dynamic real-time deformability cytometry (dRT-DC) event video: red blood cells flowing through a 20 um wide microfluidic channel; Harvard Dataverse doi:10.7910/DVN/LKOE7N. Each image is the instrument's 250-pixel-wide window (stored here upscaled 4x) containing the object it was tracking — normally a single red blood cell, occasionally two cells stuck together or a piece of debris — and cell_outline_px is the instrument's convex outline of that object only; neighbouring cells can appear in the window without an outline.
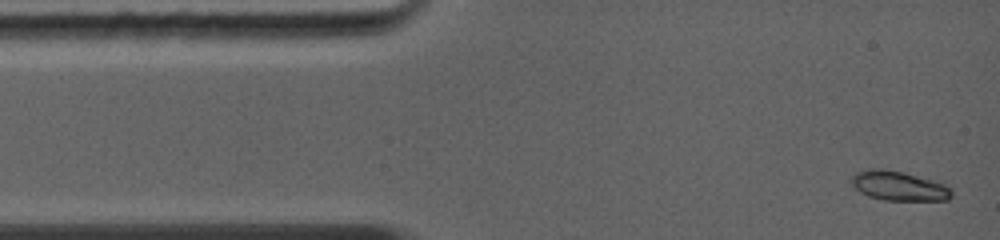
{"species": "common noctule bat (a hibernating species)", "species_latin": "Nyctalus noctula", "temperature_condition": "warm", "stored_images_in_passage": 43, "camera_frame_rate_fps": 5000, "um_per_image_px": 0.085, "animal": {"sex": "female", "body_mass_g": 19.0, "forearm_length_mm": 56.7}, "frame": {"image": 1, "passage_image": 1, "time_ms": 0.0, "image_size_px": [1000, 240], "cell_outline_px": [[952, 196], [948, 200], [884, 200], [868, 196], [860, 192], [852, 184], [852, 176], [856, 172], [868, 168], [880, 168], [904, 172], [948, 184], [952, 192]], "centroid_in_image_um": [76.42, 15.79], "position_along_channel_um": 8.6, "area_um2": 17.34}}
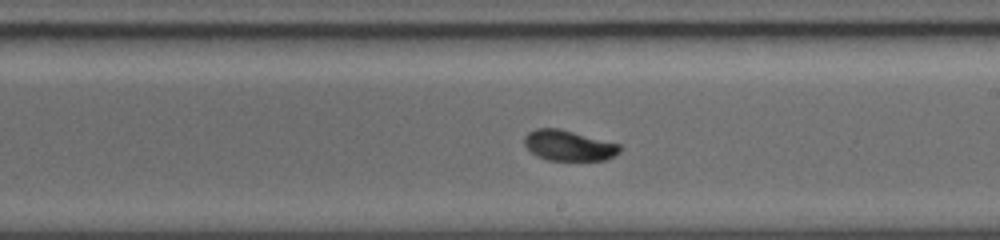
{"frame": {"image": 2, "passage_image": 26, "time_ms": 6.8, "image_size_px": [1000, 240], "cell_outline_px": [[620, 152], [604, 160], [548, 160], [536, 156], [524, 144], [524, 136], [528, 132], [536, 128], [560, 128], [620, 144]], "centroid_in_image_um": [48.31, 12.36], "position_along_channel_um": 240.7, "area_um2": 16.94}}
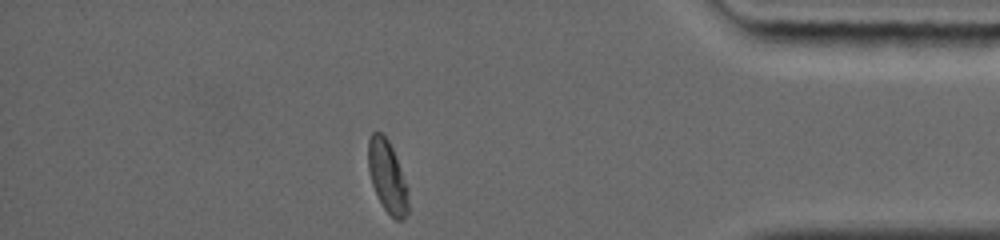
{"frame": {"image": 3, "passage_image": 43, "time_ms": 11.2, "image_size_px": [1000, 240], "cell_outline_px": [[408, 212], [404, 220], [396, 220], [384, 208], [372, 184], [368, 168], [368, 140], [372, 132], [380, 132], [388, 140], [392, 148], [408, 188]], "centroid_in_image_um": [32.93, 15.01], "position_along_channel_um": 402.3, "area_um2": 16.59}, "authors_computed_cell_mechanics": {"area_um2": 17.1088, "velocity_mm_per_s": 4.4135, "shape_relaxation_time_tau1_ms": 3.5917, "shape_relaxation_time_tau2_ms": null, "deformation_change_tau1": 0.1511, "deformation_change_tau2": null}}